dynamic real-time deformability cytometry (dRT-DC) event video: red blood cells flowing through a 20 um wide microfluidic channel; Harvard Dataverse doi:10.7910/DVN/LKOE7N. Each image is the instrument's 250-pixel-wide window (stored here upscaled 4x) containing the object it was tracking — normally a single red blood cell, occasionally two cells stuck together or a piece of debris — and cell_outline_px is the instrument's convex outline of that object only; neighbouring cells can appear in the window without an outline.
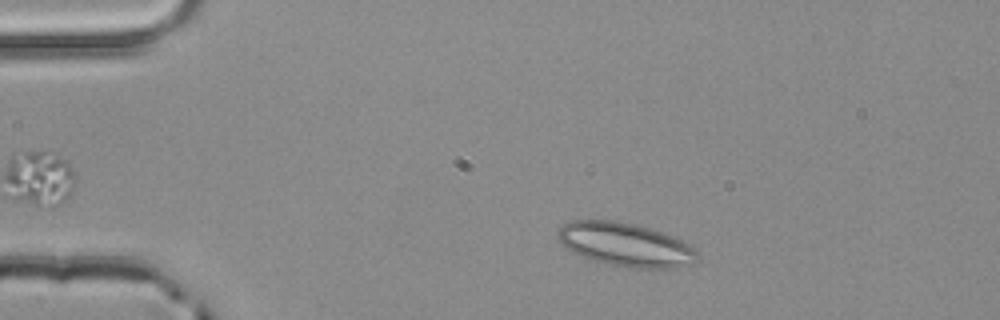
{"species": "common noctule bat (a hibernating species)", "species_latin": "Nyctalus noctula", "temperature_condition": "room temperature", "stored_images_in_passage": 2, "camera_frame_rate_fps": 3000, "um_per_image_px": 0.085, "animal": {"sex": "male", "body_mass_g": 20.4}, "frame": {"image": 1, "passage_image": 1, "time_ms": 0.0, "image_size_px": [1000, 320], "cell_outline_px": [[700, 256], [696, 264], [676, 268], [632, 268], [608, 264], [572, 252], [560, 240], [556, 232], [564, 224], [572, 220], [616, 220], [636, 224], [684, 240], [696, 248]], "centroid_in_image_um": [53.26, 20.8], "position_along_channel_um": 31.7, "area_um2": 35.6}}